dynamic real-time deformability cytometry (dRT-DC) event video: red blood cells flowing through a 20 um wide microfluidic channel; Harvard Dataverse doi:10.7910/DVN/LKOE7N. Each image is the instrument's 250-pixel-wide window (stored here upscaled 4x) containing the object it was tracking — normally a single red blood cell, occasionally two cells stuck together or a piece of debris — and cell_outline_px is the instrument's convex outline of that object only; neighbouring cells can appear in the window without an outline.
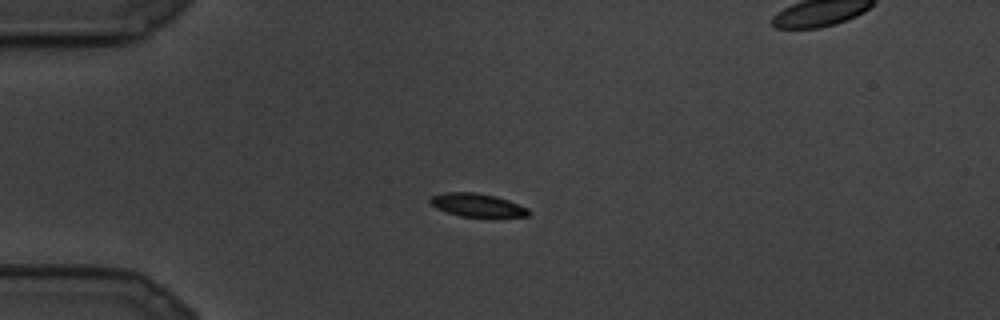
{"species": "common noctule bat (a hibernating species)", "species_latin": "Nyctalus noctula", "temperature_condition": "cold", "stored_images_in_passage": 9, "camera_frame_rate_fps": 3000, "um_per_image_px": 0.085, "animal": {"sex": "male", "body_mass_g": 19.5, "forearm_length_mm": 54.6}, "frame": {"image": 1, "passage_image": 6, "time_ms": 1.667, "image_size_px": [1000, 320], "cell_outline_px": [[532, 212], [528, 216], [460, 216], [436, 208], [428, 200], [432, 196], [444, 192], [476, 192], [496, 196], [508, 200], [528, 208]], "centroid_in_image_um": [40.57, 17.41], "position_along_channel_um": 44.4, "area_um2": 13.18}}
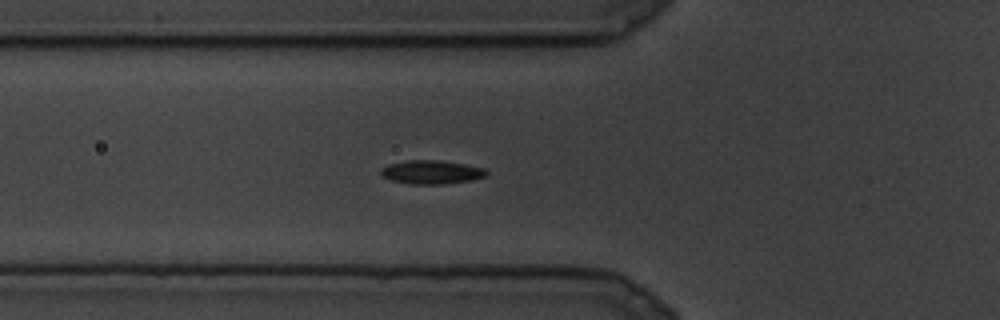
{"frame": {"image": 2, "passage_image": 9, "time_ms": 2.667, "image_size_px": [1000, 320], "cell_outline_px": [[488, 176], [468, 180], [444, 184], [412, 184], [392, 180], [380, 176], [380, 168], [388, 164], [408, 160], [436, 160], [464, 164], [484, 168], [488, 172]], "centroid_in_image_um": [36.64, 14.63], "position_along_channel_um": 89.2, "area_um2": 14.51}}